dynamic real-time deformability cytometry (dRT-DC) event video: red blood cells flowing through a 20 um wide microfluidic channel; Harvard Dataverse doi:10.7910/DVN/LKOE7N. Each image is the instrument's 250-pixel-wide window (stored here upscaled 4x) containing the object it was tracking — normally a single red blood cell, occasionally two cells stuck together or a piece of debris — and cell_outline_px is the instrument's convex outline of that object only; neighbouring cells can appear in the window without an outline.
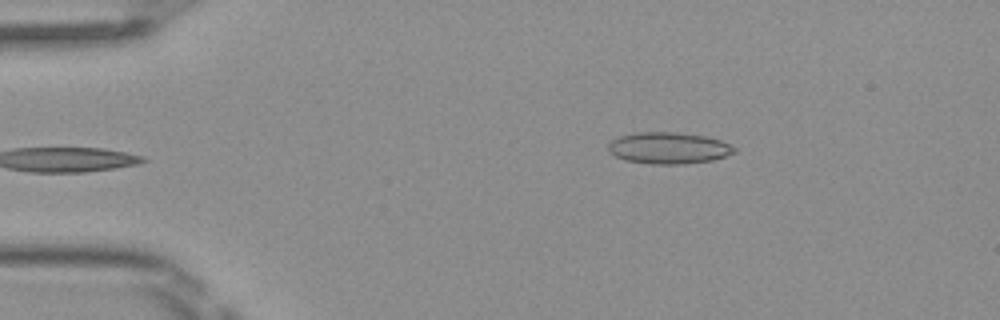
{"species": "Egyptian fruit bat (a non-hibernating species)", "species_latin": "Rousettus aegyptiacus", "temperature_condition": "room temperature", "stored_images_in_passage": 4, "camera_frame_rate_fps": 3000, "um_per_image_px": 0.085, "frame": {"image": 1, "passage_image": 4, "time_ms": 1.0, "image_size_px": [1000, 320], "cell_outline_px": [[736, 152], [712, 160], [684, 164], [652, 164], [624, 160], [608, 152], [608, 144], [612, 140], [620, 136], [636, 132], [676, 132], [704, 136], [720, 140], [736, 148]], "centroid_in_image_um": [56.8, 12.58], "position_along_channel_um": 28.2, "area_um2": 23.12}}